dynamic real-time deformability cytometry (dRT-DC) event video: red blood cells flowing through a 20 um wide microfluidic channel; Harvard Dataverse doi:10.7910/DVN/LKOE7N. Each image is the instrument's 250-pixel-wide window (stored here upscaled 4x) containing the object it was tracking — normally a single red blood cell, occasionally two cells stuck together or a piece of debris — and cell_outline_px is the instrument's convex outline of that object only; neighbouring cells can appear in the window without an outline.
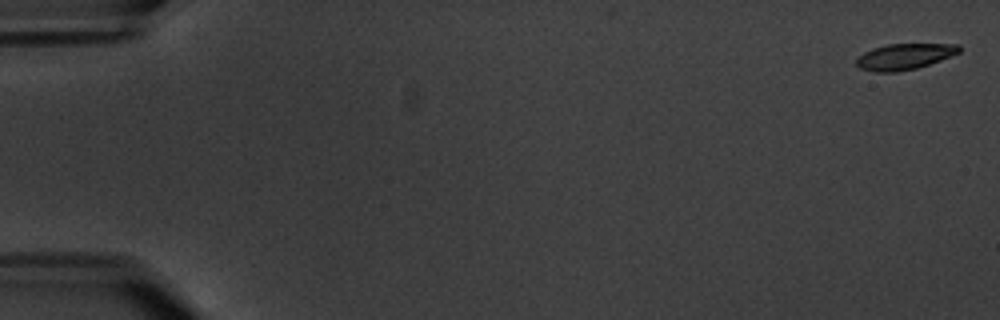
{"species": "common noctule bat (a hibernating species)", "species_latin": "Nyctalus noctula", "temperature_condition": "warm", "stored_images_in_passage": 3, "camera_frame_rate_fps": 3000, "um_per_image_px": 0.085, "animal": {"sex": "male", "body_mass_g": 20.1, "forearm_length_mm": 53.5}, "frame": {"image": 1, "passage_image": 1, "time_ms": 0.0, "image_size_px": [1000, 320], "cell_outline_px": [[960, 52], [940, 60], [916, 68], [896, 72], [876, 72], [860, 68], [856, 64], [856, 60], [864, 52], [872, 48], [888, 44], [960, 44]], "centroid_in_image_um": [76.87, 4.8], "position_along_channel_um": 8.1, "area_um2": 15.37}}